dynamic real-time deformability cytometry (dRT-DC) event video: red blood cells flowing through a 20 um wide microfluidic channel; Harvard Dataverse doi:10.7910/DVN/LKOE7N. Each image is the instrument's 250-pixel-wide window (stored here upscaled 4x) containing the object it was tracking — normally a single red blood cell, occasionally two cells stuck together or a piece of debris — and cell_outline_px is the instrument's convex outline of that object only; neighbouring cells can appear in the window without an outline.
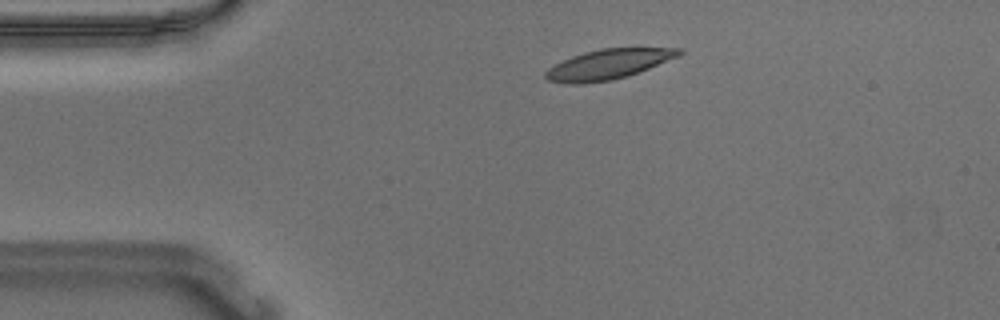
{"species": "Egyptian fruit bat (a non-hibernating species)", "species_latin": "Rousettus aegyptiacus", "temperature_condition": "warm", "stored_images_in_passage": 50, "camera_frame_rate_fps": 3000, "um_per_image_px": 0.085, "animal": {"sex": "male"}, "frame": {"image": 1, "passage_image": 6, "time_ms": 1.667, "image_size_px": [1000, 320], "cell_outline_px": [[684, 52], [680, 56], [628, 76], [612, 80], [580, 84], [568, 84], [548, 80], [544, 76], [544, 72], [548, 68], [572, 56], [584, 52], [600, 48], [680, 48]], "centroid_in_image_um": [51.71, 5.46], "position_along_channel_um": 33.3, "area_um2": 23.29}}
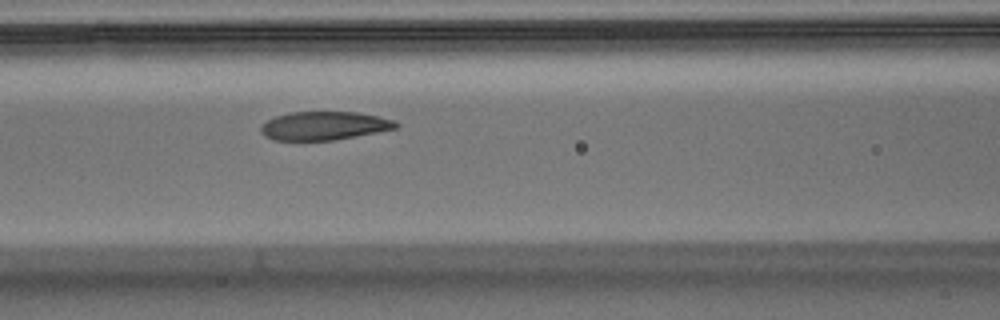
{"frame": {"image": 2, "passage_image": 18, "time_ms": 5.667, "image_size_px": [1000, 320], "cell_outline_px": [[400, 124], [396, 128], [336, 140], [272, 140], [264, 136], [260, 132], [260, 128], [268, 120], [276, 116], [292, 112], [356, 112], [396, 120]], "centroid_in_image_um": [27.55, 10.69], "position_along_channel_um": 139.0, "area_um2": 22.31}}
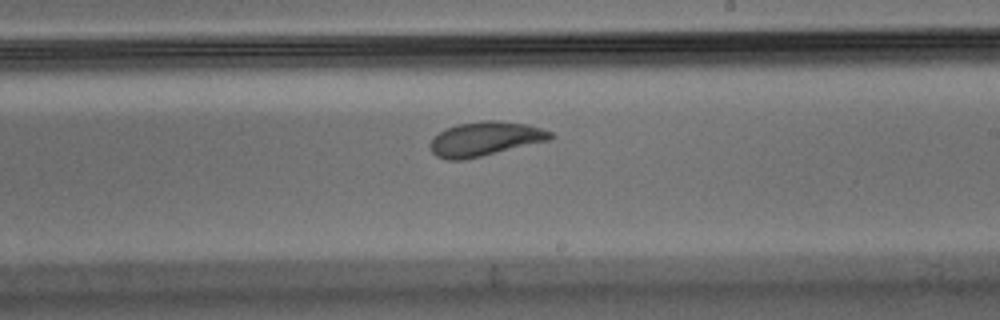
{"frame": {"image": 3, "passage_image": 27, "time_ms": 8.667, "image_size_px": [1000, 320], "cell_outline_px": [[556, 136], [548, 140], [464, 160], [448, 160], [436, 156], [432, 152], [428, 144], [432, 136], [456, 124], [488, 120], [496, 120], [528, 124], [552, 132]], "centroid_in_image_um": [41.19, 11.8], "position_along_channel_um": 247.8, "area_um2": 23.93}, "authors_computed_cell_mechanics": {"area_um2": 23.7269, "velocity_mm_per_s": 3.632, "shape_relaxation_time_tau1_ms": 3.7404, "shape_relaxation_time_tau2_ms": 2.8268, "deformation_change_tau1": 0.1387, "deformation_change_tau2": 0.085}}